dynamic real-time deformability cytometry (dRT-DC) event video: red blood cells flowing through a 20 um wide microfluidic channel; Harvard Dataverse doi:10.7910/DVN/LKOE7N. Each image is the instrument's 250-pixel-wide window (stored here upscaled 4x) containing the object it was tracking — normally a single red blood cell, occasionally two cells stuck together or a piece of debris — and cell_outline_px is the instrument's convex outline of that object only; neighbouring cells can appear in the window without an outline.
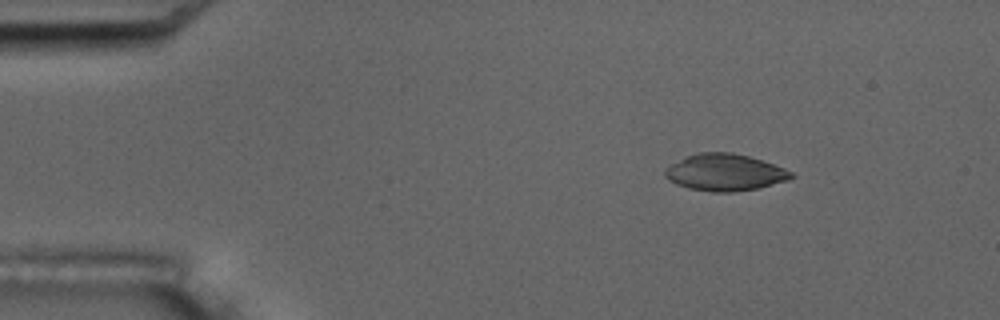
{"species": "common noctule bat (a hibernating species)", "species_latin": "Nyctalus noctula", "temperature_condition": "room temperature", "stored_images_in_passage": 3, "camera_frame_rate_fps": 3000, "um_per_image_px": 0.085, "animal": {"sex": "male", "body_mass_g": 17.5, "forearm_length_mm": 52.3}, "frame": {"image": 1, "passage_image": 1, "time_ms": 0.0, "image_size_px": [1000, 320], "cell_outline_px": [[796, 176], [788, 180], [756, 188], [732, 192], [712, 192], [688, 188], [676, 184], [668, 180], [664, 176], [664, 168], [684, 156], [700, 152], [732, 152], [748, 156], [784, 168], [792, 172]], "centroid_in_image_um": [61.56, 14.65], "position_along_channel_um": 23.4, "area_um2": 27.11}}